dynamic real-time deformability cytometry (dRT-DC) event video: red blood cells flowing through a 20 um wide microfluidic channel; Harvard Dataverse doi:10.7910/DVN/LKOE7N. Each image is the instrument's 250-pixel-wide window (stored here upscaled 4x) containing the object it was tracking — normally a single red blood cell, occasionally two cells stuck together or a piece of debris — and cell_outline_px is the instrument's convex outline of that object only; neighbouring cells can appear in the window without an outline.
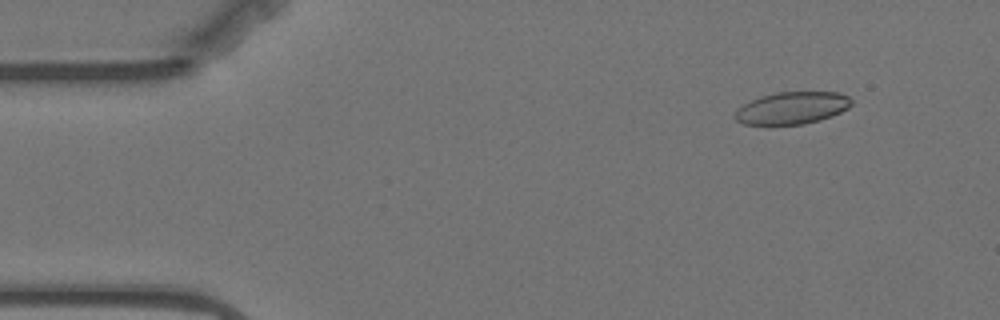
{"species": "Egyptian fruit bat (a non-hibernating species)", "species_latin": "Rousettus aegyptiacus", "temperature_condition": "warm", "stored_images_in_passage": 57, "camera_frame_rate_fps": 3000, "um_per_image_px": 0.085, "animal": {"sex": "female"}, "frame": {"image": 1, "passage_image": 6, "time_ms": 1.667, "image_size_px": [1000, 320], "cell_outline_px": [[852, 104], [848, 108], [832, 116], [820, 120], [804, 124], [744, 124], [736, 120], [732, 116], [744, 104], [760, 96], [776, 92], [840, 92], [848, 96], [852, 100]], "centroid_in_image_um": [67.35, 9.17], "position_along_channel_um": 17.6, "area_um2": 21.79}}
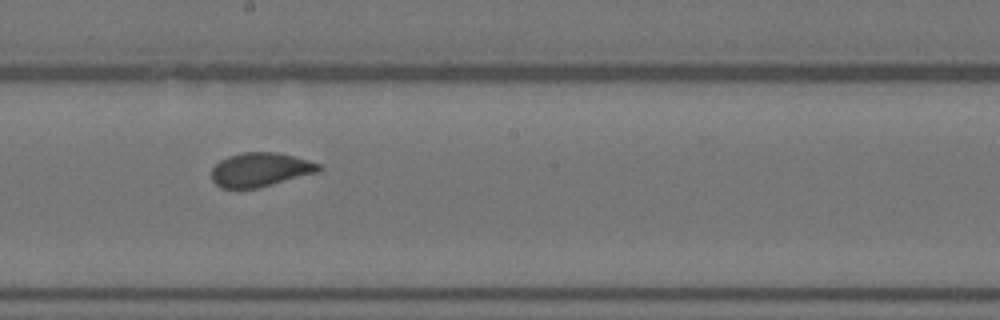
{"frame": {"image": 2, "passage_image": 31, "time_ms": 10.0, "image_size_px": [1000, 320], "cell_outline_px": [[324, 168], [320, 172], [260, 188], [220, 188], [212, 180], [212, 168], [220, 160], [228, 156], [240, 152], [276, 152], [308, 160], [320, 164]], "centroid_in_image_um": [22.16, 14.43], "position_along_channel_um": 226.0, "area_um2": 21.5}}
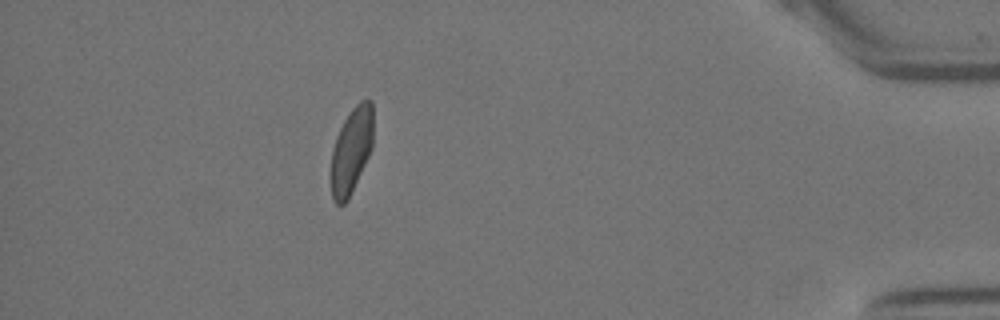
{"frame": {"image": 3, "passage_image": 51, "time_ms": 16.667, "image_size_px": [1000, 320], "cell_outline_px": [[372, 148], [348, 200], [344, 204], [336, 204], [332, 200], [328, 172], [332, 148], [336, 136], [344, 120], [352, 108], [360, 100], [372, 100]], "centroid_in_image_um": [29.81, 12.85], "position_along_channel_um": 405.4, "area_um2": 21.62}, "authors_computed_cell_mechanics": {"area_um2": 21.964, "velocity_mm_per_s": 3.5087, "shape_relaxation_time_tau1_ms": 5.2615, "shape_relaxation_time_tau2_ms": 0.9705, "deformation_change_tau1": 0.13, "deformation_change_tau2": 0.0595}}